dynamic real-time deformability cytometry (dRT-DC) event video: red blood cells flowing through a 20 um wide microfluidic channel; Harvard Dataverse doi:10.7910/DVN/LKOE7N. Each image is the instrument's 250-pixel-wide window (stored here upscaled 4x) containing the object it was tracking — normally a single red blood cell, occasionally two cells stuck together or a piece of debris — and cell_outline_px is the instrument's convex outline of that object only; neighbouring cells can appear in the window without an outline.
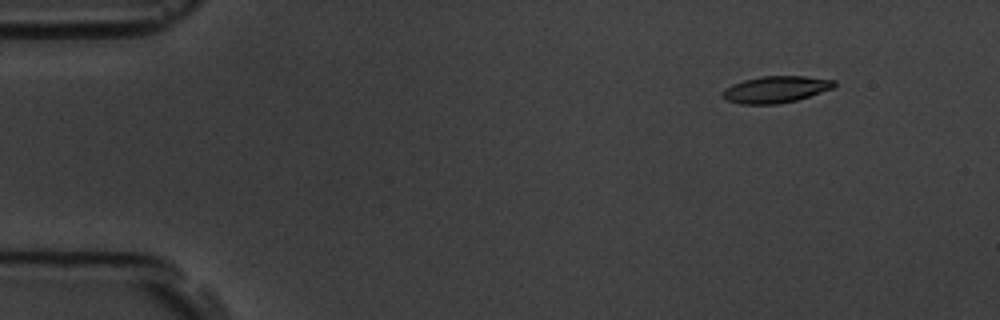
{"species": "common noctule bat (a hibernating species)", "species_latin": "Nyctalus noctula", "temperature_condition": "room temperature", "stored_images_in_passage": 5, "camera_frame_rate_fps": 3000, "um_per_image_px": 0.085, "animal": {"sex": "male", "body_mass_g": 19.5, "forearm_length_mm": 54.6}, "frame": {"image": 1, "passage_image": 2, "time_ms": 1.333, "image_size_px": [1000, 320], "cell_outline_px": [[836, 84], [832, 88], [796, 100], [776, 104], [740, 104], [728, 100], [720, 96], [720, 92], [724, 88], [732, 84], [744, 80], [760, 76], [804, 76], [836, 80]], "centroid_in_image_um": [65.88, 7.59], "position_along_channel_um": 19.1, "area_um2": 17.34}}
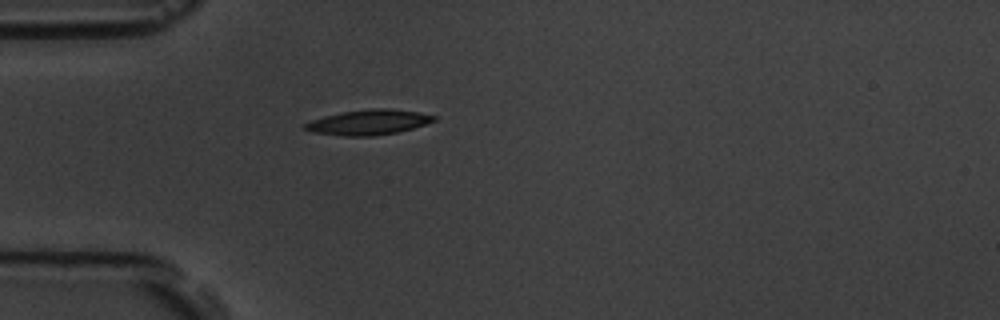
{"frame": {"image": 2, "passage_image": 5, "time_ms": 4.667, "image_size_px": [1000, 320], "cell_outline_px": [[436, 120], [412, 128], [396, 132], [372, 136], [344, 136], [312, 132], [304, 128], [304, 124], [312, 120], [324, 116], [344, 112], [372, 108], [388, 108], [420, 112], [436, 116]], "centroid_in_image_um": [31.33, 10.39], "position_along_channel_um": 53.7, "area_um2": 18.67}}